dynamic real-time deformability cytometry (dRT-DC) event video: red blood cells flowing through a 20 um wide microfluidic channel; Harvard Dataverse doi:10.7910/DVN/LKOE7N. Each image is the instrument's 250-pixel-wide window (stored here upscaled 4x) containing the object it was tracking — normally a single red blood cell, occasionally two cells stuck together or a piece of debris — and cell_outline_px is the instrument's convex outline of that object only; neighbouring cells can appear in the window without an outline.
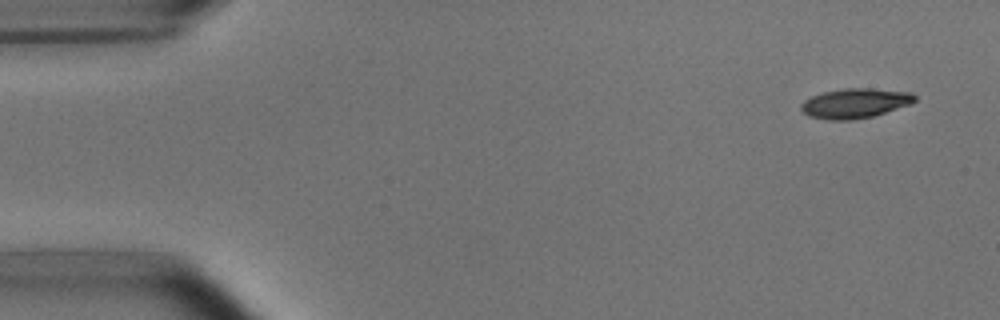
{"species": "common noctule bat (a hibernating species)", "species_latin": "Nyctalus noctula", "temperature_condition": "room temperature", "stored_images_in_passage": 50, "camera_frame_rate_fps": 3000, "um_per_image_px": 0.085, "animal": {"sex": "male", "body_mass_g": 15.6}, "frame": {"image": 1, "passage_image": 1, "time_ms": 0.0, "image_size_px": [1000, 320], "cell_outline_px": [[916, 100], [908, 104], [872, 116], [852, 120], [828, 120], [808, 116], [800, 108], [800, 104], [804, 100], [812, 96], [824, 92], [844, 88], [868, 88], [912, 92], [916, 96]], "centroid_in_image_um": [72.64, 8.77], "position_along_channel_um": 12.4, "area_um2": 19.54}}
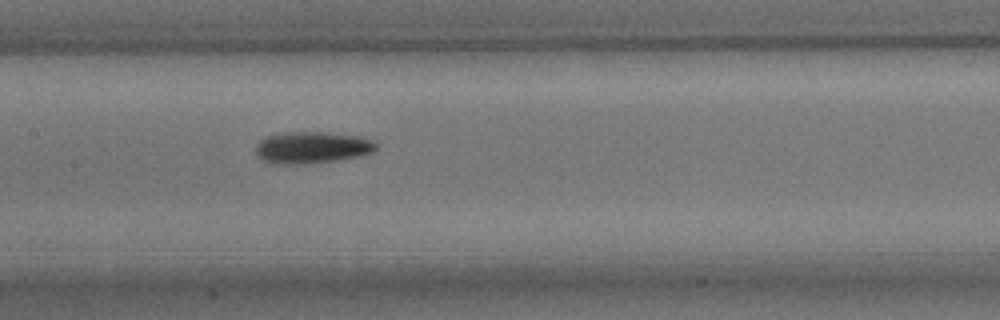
{"frame": {"image": 2, "passage_image": 23, "time_ms": 7.333, "image_size_px": [1000, 320], "cell_outline_px": [[376, 148], [372, 152], [356, 156], [336, 160], [304, 164], [272, 164], [260, 160], [256, 156], [256, 144], [264, 136], [284, 132], [328, 132], [356, 136], [368, 140], [376, 144]], "centroid_in_image_um": [26.4, 12.54], "position_along_channel_um": 181.0, "area_um2": 22.25}}
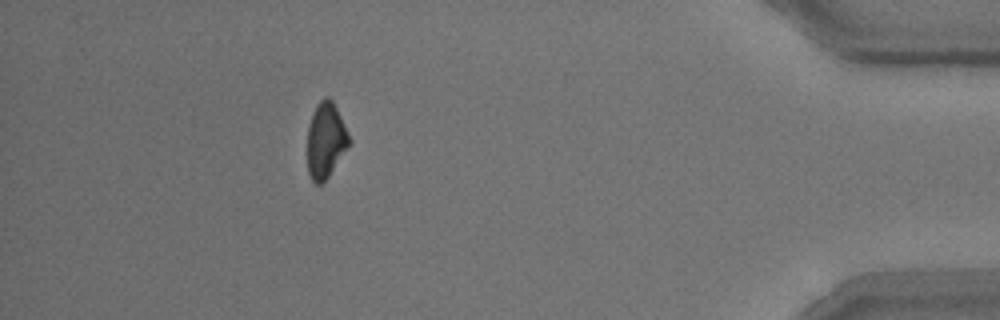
{"frame": {"image": 3, "passage_image": 45, "time_ms": 14.667, "image_size_px": [1000, 320], "cell_outline_px": [[348, 144], [328, 176], [320, 184], [316, 184], [312, 180], [308, 172], [308, 124], [316, 104], [324, 96], [328, 96], [332, 100], [348, 132]], "centroid_in_image_um": [27.64, 11.88], "position_along_channel_um": 407.6, "area_um2": 17.8}, "authors_computed_cell_mechanics": {"area_um2": 19.8832, "velocity_mm_per_s": 3.8074, "shape_relaxation_time_tau1_ms": 2.7298, "shape_relaxation_time_tau2_ms": null, "deformation_change_tau1": 0.135, "deformation_change_tau2": null}}